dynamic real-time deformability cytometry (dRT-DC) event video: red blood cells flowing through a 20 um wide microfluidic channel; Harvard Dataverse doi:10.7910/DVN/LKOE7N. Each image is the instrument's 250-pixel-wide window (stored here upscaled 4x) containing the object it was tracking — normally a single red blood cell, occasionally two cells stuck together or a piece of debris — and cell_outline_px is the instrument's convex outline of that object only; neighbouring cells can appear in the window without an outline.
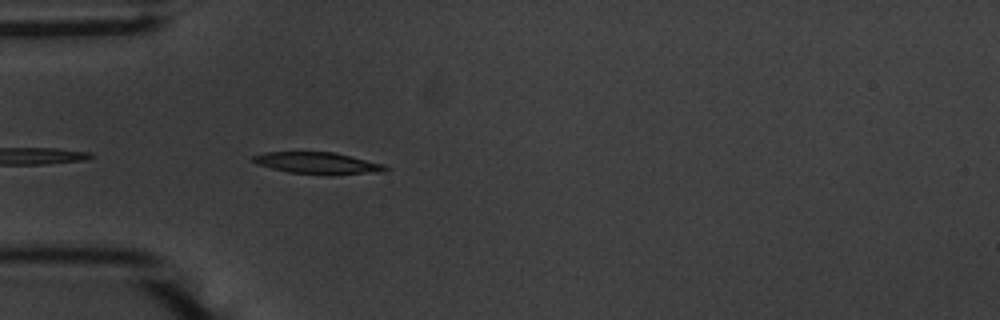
{"species": "common noctule bat (a hibernating species)", "species_latin": "Nyctalus noctula", "temperature_condition": "warm", "stored_images_in_passage": 39, "camera_frame_rate_fps": 3000, "um_per_image_px": 0.085, "animal": {"sex": "male", "body_mass_g": 20.1, "forearm_length_mm": 53.5}, "frame": {"image": 1, "passage_image": 2, "time_ms": 0.333, "image_size_px": [1000, 320], "cell_outline_px": [[392, 168], [384, 172], [332, 176], [288, 172], [256, 164], [248, 160], [252, 156], [264, 152], [336, 152], [384, 164]], "centroid_in_image_um": [27.05, 13.88], "position_along_channel_um": 58.0, "area_um2": 17.34}}
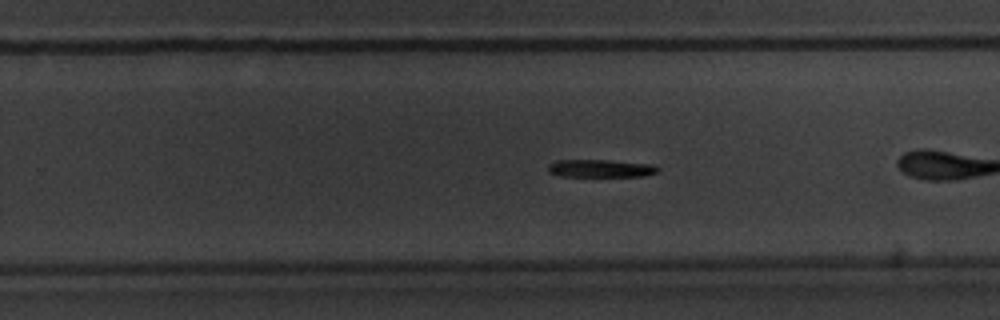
{"frame": {"image": 2, "passage_image": 18, "time_ms": 5.667, "image_size_px": [1000, 320], "cell_outline_px": [[660, 168], [656, 172], [644, 176], [556, 176], [548, 172], [548, 164], [556, 160], [608, 160], [652, 164]], "centroid_in_image_um": [51.01, 14.31], "position_along_channel_um": 278.8, "area_um2": 11.39}}
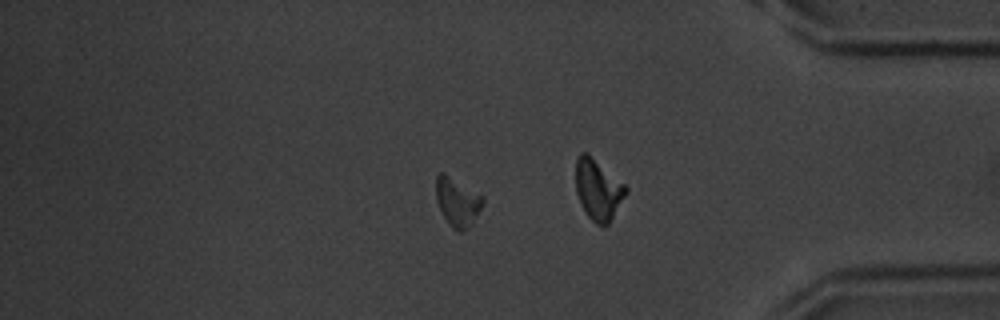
{"frame": {"image": 3, "passage_image": 30, "time_ms": 9.667, "image_size_px": [1000, 320], "cell_outline_px": [[484, 204], [468, 228], [464, 232], [456, 232], [452, 228], [444, 216], [436, 200], [436, 176], [440, 172], [444, 172], [484, 196]], "centroid_in_image_um": [38.89, 17.16], "position_along_channel_um": 396.3, "area_um2": 13.35}, "authors_computed_cell_mechanics": {"area_um2": 12.4848, "velocity_mm_per_s": 3.6563, "shape_relaxation_time_tau1_ms": 1.9717, "shape_relaxation_time_tau2_ms": null, "deformation_change_tau1": 0.104, "deformation_change_tau2": null}}